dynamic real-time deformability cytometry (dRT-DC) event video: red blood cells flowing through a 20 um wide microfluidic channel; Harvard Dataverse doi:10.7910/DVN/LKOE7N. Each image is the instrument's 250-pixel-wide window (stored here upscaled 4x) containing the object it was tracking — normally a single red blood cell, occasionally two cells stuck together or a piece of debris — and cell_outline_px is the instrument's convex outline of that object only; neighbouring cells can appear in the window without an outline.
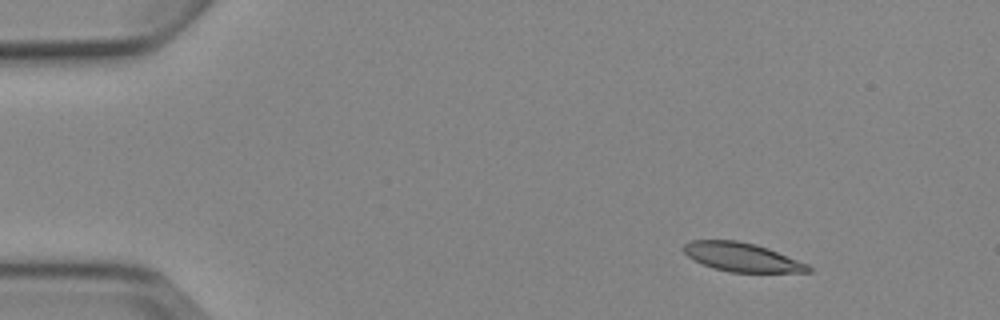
{"species": "Egyptian fruit bat (a non-hibernating species)", "species_latin": "Rousettus aegyptiacus", "temperature_condition": "cold", "stored_images_in_passage": 9, "camera_frame_rate_fps": 3000, "um_per_image_px": 0.085, "animal": {"sex": "female"}, "frame": {"image": 1, "passage_image": 2, "time_ms": 1.333, "image_size_px": [1000, 320], "cell_outline_px": [[812, 272], [732, 272], [712, 268], [688, 256], [680, 248], [684, 244], [692, 240], [736, 240], [756, 244], [768, 248], [808, 264], [812, 268]], "centroid_in_image_um": [63.06, 21.85], "position_along_channel_um": 21.9, "area_um2": 20.87}}
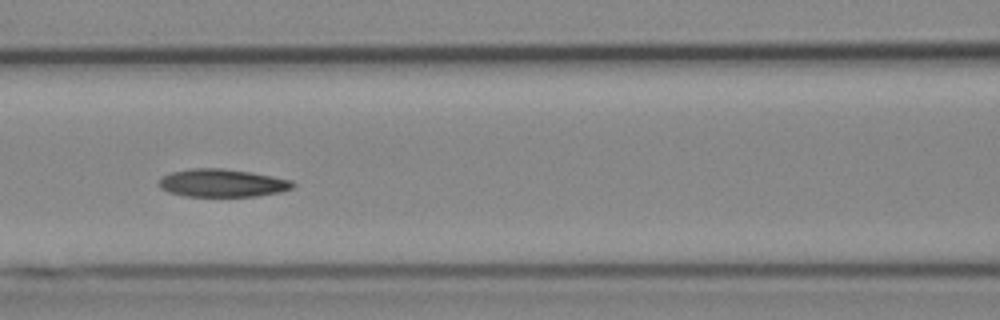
{"frame": {"image": 2, "passage_image": 7, "time_ms": 7.0, "image_size_px": [1000, 320], "cell_outline_px": [[296, 184], [292, 188], [280, 192], [256, 196], [184, 196], [168, 192], [160, 188], [160, 176], [172, 172], [192, 168], [220, 168], [252, 172], [292, 180]], "centroid_in_image_um": [18.89, 15.55], "position_along_channel_um": 147.7, "area_um2": 21.79}}
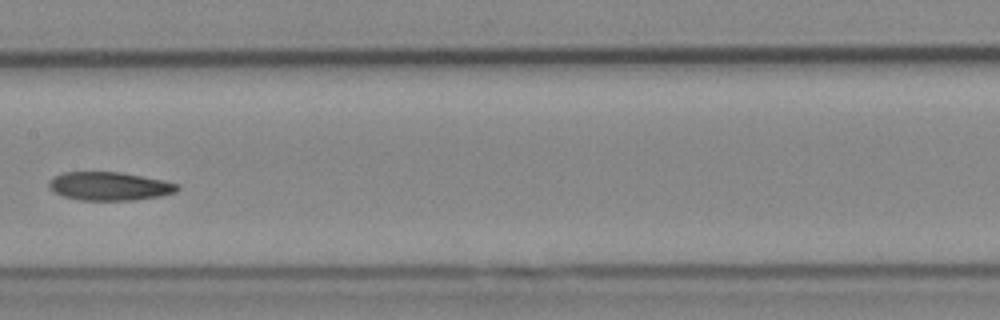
{"frame": {"image": 3, "passage_image": 8, "time_ms": 8.333, "image_size_px": [1000, 320], "cell_outline_px": [[180, 188], [176, 192], [160, 196], [136, 200], [80, 200], [64, 196], [52, 192], [48, 188], [48, 180], [52, 176], [64, 172], [120, 172], [180, 184]], "centroid_in_image_um": [9.25, 15.83], "position_along_channel_um": 198.1, "area_um2": 21.39}}